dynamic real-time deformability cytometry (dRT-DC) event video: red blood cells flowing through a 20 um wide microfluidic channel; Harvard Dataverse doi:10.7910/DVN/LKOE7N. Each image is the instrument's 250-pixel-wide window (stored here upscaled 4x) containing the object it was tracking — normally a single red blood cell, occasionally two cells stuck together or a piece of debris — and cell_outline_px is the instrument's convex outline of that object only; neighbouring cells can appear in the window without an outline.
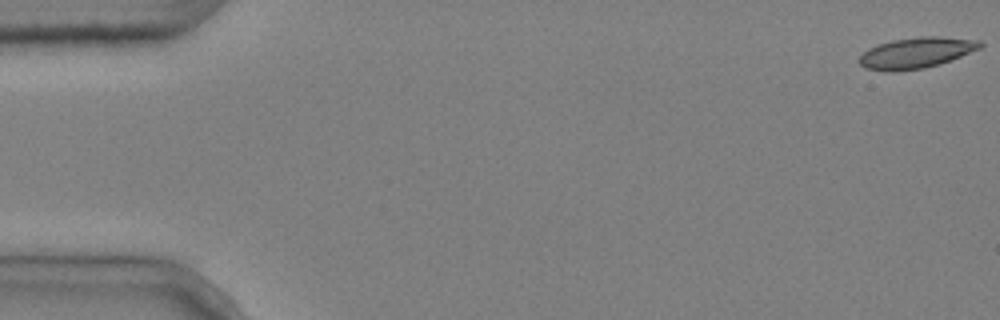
{"species": "common noctule bat (a hibernating species)", "species_latin": "Nyctalus noctula", "temperature_condition": "cold", "stored_images_in_passage": 3, "camera_frame_rate_fps": 3000, "um_per_image_px": 0.085, "animal": {"sex": "male", "body_mass_g": 20.4}, "frame": {"image": 1, "passage_image": 1, "time_ms": 0.0, "image_size_px": [1000, 320], "cell_outline_px": [[984, 44], [980, 48], [940, 64], [924, 68], [892, 72], [864, 68], [856, 60], [868, 48], [892, 40], [920, 36], [936, 36], [980, 40]], "centroid_in_image_um": [77.86, 4.49], "position_along_channel_um": 7.1, "area_um2": 21.73}}